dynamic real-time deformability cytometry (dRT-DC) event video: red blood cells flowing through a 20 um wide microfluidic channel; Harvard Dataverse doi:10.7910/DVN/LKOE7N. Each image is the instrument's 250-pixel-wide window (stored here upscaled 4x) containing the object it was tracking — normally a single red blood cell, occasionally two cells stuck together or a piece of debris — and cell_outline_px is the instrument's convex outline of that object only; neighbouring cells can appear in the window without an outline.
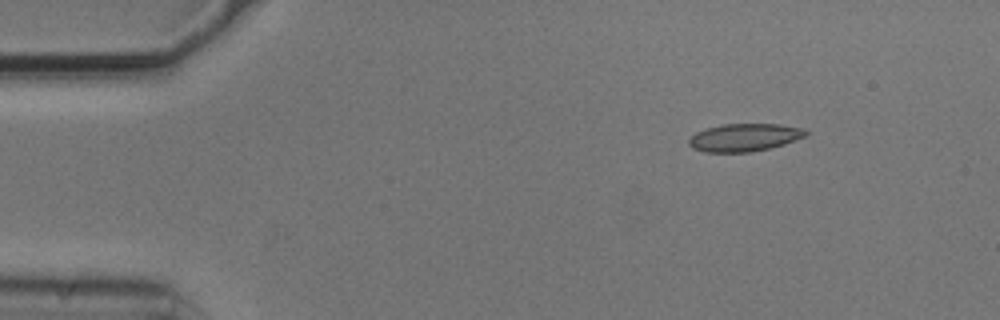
{"species": "common noctule bat (a hibernating species)", "species_latin": "Nyctalus noctula", "temperature_condition": "cold", "stored_images_in_passage": 13, "camera_frame_rate_fps": 3000, "um_per_image_px": 0.085, "animal": {"sex": "male", "body_mass_g": 20.5, "forearm_length_mm": 52.5}, "frame": {"image": 1, "passage_image": 2, "time_ms": 0.333, "image_size_px": [1000, 320], "cell_outline_px": [[808, 136], [784, 144], [752, 152], [704, 152], [692, 148], [688, 144], [688, 140], [696, 132], [708, 128], [724, 124], [780, 124], [800, 128], [808, 132]], "centroid_in_image_um": [63.27, 11.69], "position_along_channel_um": 21.7, "area_um2": 18.84}}
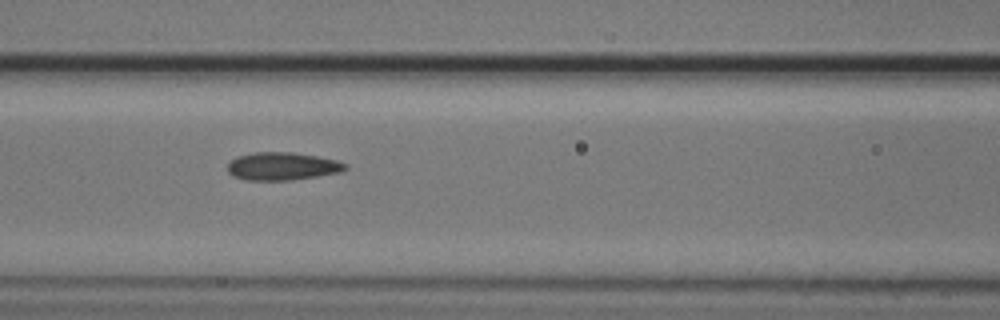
{"frame": {"image": 2, "passage_image": 6, "time_ms": 1.667, "image_size_px": [1000, 320], "cell_outline_px": [[348, 168], [340, 172], [292, 180], [248, 180], [232, 176], [228, 172], [228, 164], [236, 156], [256, 152], [292, 152], [316, 156], [336, 160], [348, 164]], "centroid_in_image_um": [23.99, 14.13], "position_along_channel_um": 142.6, "area_um2": 19.07}}
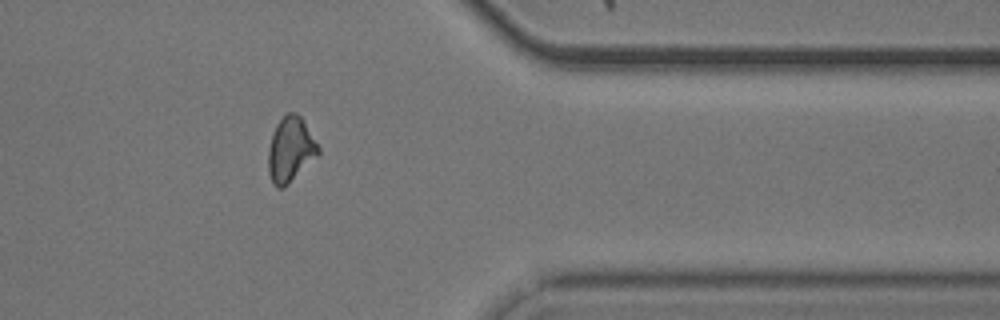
{"frame": {"image": 3, "passage_image": 12, "time_ms": 3.667, "image_size_px": [1000, 320], "cell_outline_px": [[320, 152], [284, 188], [276, 188], [272, 184], [268, 172], [268, 148], [272, 132], [276, 124], [288, 112], [296, 112], [300, 116], [320, 148]], "centroid_in_image_um": [24.65, 12.72], "position_along_channel_um": 386.8, "area_um2": 18.79}}